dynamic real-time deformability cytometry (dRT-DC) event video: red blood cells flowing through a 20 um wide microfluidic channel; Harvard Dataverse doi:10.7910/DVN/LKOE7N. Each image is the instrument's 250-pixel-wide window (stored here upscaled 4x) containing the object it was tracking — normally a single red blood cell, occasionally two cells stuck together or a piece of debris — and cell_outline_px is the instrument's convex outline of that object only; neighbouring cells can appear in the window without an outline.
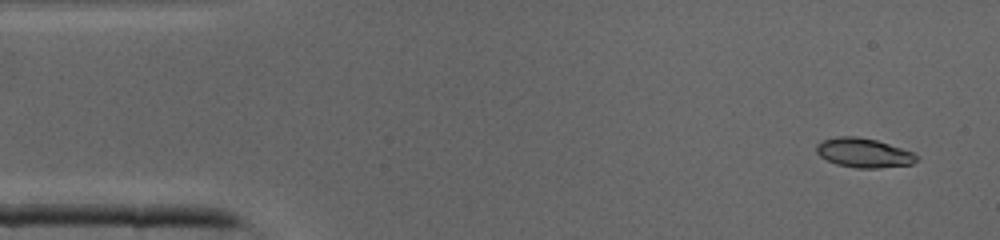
{"species": "common noctule bat (a hibernating species)", "species_latin": "Nyctalus noctula", "temperature_condition": "cold", "stored_images_in_passage": 41, "camera_frame_rate_fps": 3000, "um_per_image_px": 0.085, "animal": {"sex": "male", "body_mass_g": 19.0, "forearm_length_mm": 50.8}, "frame": {"image": 1, "passage_image": 3, "time_ms": 0.667, "image_size_px": [1000, 240], "cell_outline_px": [[920, 160], [912, 164], [876, 168], [856, 168], [836, 164], [820, 156], [816, 152], [816, 144], [824, 140], [836, 136], [856, 136], [876, 140], [912, 152], [920, 156]], "centroid_in_image_um": [73.43, 12.99], "position_along_channel_um": 11.6, "area_um2": 17.11}}
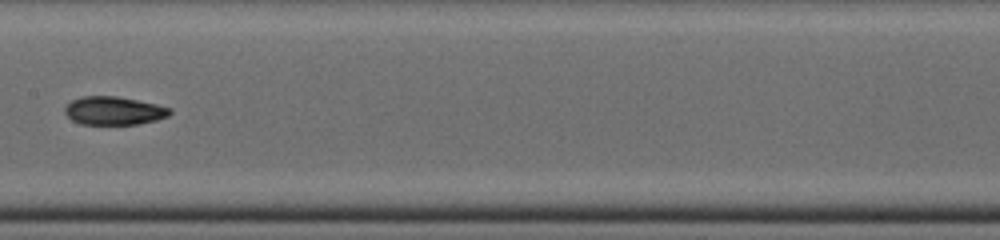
{"frame": {"image": 2, "passage_image": 21, "time_ms": 6.667, "image_size_px": [1000, 240], "cell_outline_px": [[172, 112], [168, 116], [156, 120], [136, 124], [80, 124], [72, 120], [64, 112], [64, 108], [72, 100], [80, 96], [116, 96], [156, 104], [172, 108]], "centroid_in_image_um": [9.67, 9.41], "position_along_channel_um": 197.7, "area_um2": 17.28}}
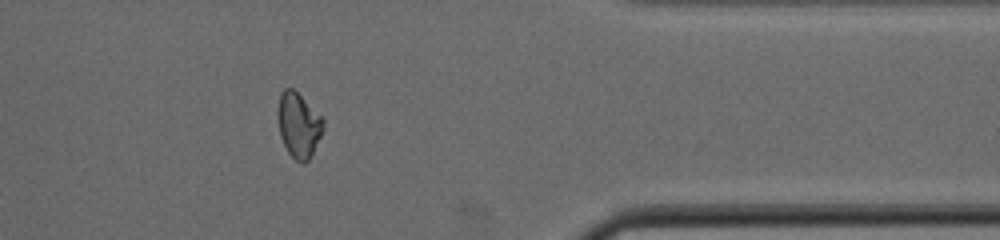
{"frame": {"image": 3, "passage_image": 34, "time_ms": 11.0, "image_size_px": [1000, 240], "cell_outline_px": [[324, 128], [308, 160], [304, 164], [300, 164], [288, 152], [280, 136], [276, 112], [280, 92], [284, 88], [292, 88], [324, 120]], "centroid_in_image_um": [25.34, 10.63], "position_along_channel_um": 386.1, "area_um2": 16.99}}